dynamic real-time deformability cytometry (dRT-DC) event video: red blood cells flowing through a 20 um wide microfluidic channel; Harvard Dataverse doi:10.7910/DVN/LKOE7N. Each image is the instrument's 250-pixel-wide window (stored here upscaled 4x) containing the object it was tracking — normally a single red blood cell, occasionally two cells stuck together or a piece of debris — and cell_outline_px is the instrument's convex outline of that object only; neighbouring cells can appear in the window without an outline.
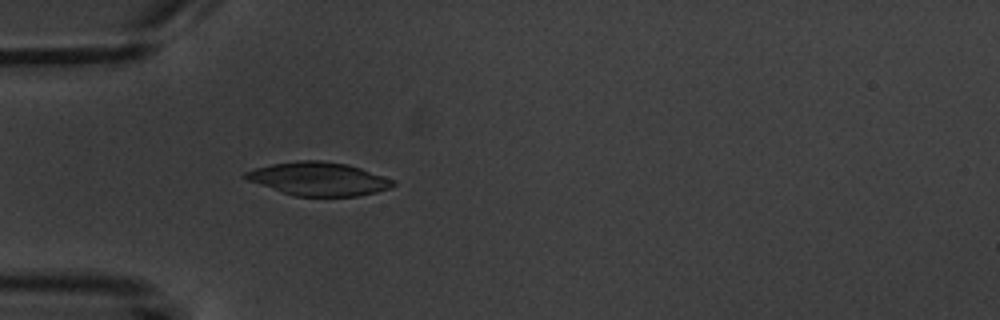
{"species": "common noctule bat (a hibernating species)", "species_latin": "Nyctalus noctula", "temperature_condition": "warm", "stored_images_in_passage": 4, "camera_frame_rate_fps": 3000, "um_per_image_px": 0.085, "animal": {"sex": "male", "body_mass_g": 20.1, "forearm_length_mm": 53.5}, "frame": {"image": 1, "passage_image": 4, "time_ms": 4.333, "image_size_px": [1000, 320], "cell_outline_px": [[396, 184], [388, 188], [376, 192], [356, 196], [296, 196], [248, 180], [240, 176], [244, 172], [256, 168], [272, 164], [300, 160], [320, 160], [348, 164], [396, 180]], "centroid_in_image_um": [27.1, 15.19], "position_along_channel_um": 57.9, "area_um2": 28.44}}